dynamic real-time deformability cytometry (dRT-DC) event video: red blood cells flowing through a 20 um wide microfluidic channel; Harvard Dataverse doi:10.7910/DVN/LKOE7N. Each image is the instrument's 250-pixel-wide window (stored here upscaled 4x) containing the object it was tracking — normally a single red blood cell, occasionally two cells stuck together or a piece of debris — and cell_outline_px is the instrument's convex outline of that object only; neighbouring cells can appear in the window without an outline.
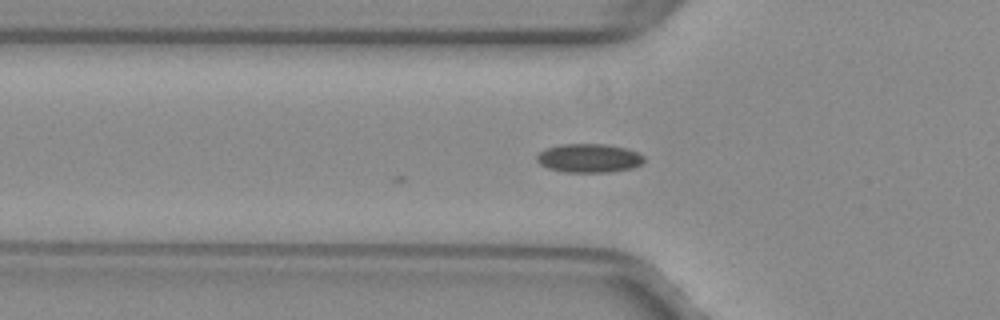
{"species": "common noctule bat (a hibernating species)", "species_latin": "Nyctalus noctula", "temperature_condition": "warm", "stored_images_in_passage": 3, "camera_frame_rate_fps": 3000, "um_per_image_px": 0.085, "animal": {"sex": "female", "body_mass_g": 29.2, "forearm_length_mm": 56.3}, "frame": {"image": 1, "passage_image": 3, "time_ms": 0.667, "image_size_px": [1000, 320], "cell_outline_px": [[644, 160], [640, 164], [632, 168], [608, 172], [564, 172], [548, 168], [540, 164], [536, 160], [536, 156], [544, 148], [564, 144], [608, 144], [628, 148], [644, 156]], "centroid_in_image_um": [50.05, 13.43], "position_along_channel_um": 75.8, "area_um2": 18.03}}